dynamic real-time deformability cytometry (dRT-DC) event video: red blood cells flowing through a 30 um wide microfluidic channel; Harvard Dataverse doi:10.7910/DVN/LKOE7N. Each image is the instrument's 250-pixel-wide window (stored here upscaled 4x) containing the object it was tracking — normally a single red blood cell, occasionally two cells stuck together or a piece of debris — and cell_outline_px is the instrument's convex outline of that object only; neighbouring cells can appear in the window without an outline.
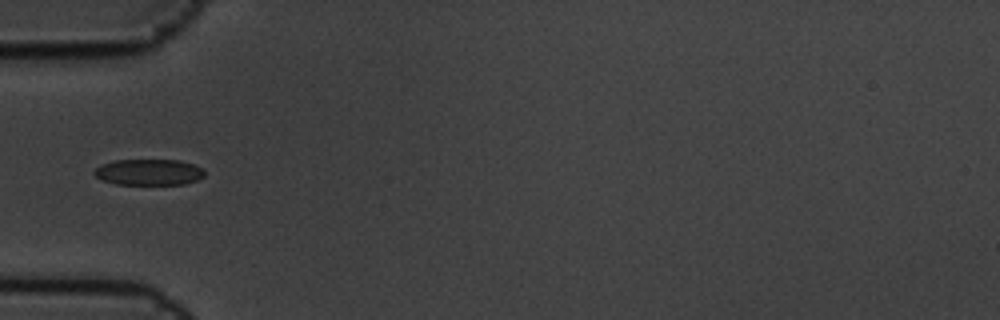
{"species": "common noctule bat (a hibernating species)", "species_latin": "Nyctalus noctula", "temperature_condition": "cold", "stored_images_in_passage": 14, "camera_frame_rate_fps": 3000, "um_per_image_px": 0.085, "animal": {"sex": "male", "body_mass_g": 19.5, "forearm_length_mm": 54.6}, "frame": {"image": 1, "passage_image": 4, "time_ms": 1.0, "image_size_px": [1000, 320], "cell_outline_px": [[204, 176], [196, 180], [184, 184], [116, 184], [104, 180], [96, 176], [92, 172], [100, 164], [112, 160], [180, 160], [192, 164], [200, 168], [204, 172]], "centroid_in_image_um": [12.61, 14.62], "position_along_channel_um": 72.4, "area_um2": 16.65}}
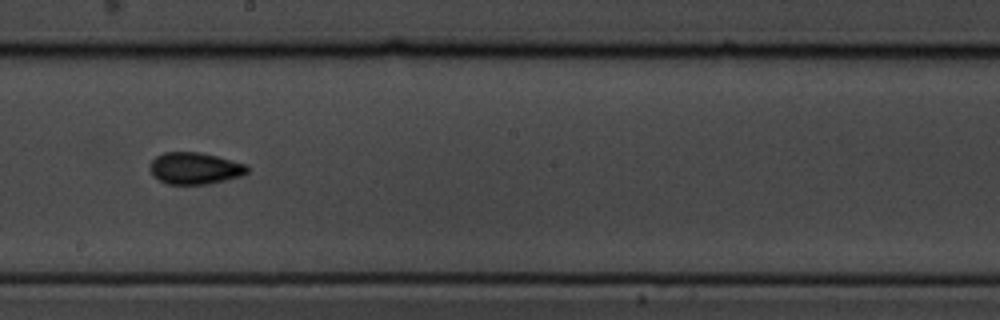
{"frame": {"image": 2, "passage_image": 8, "time_ms": 2.333, "image_size_px": [1000, 320], "cell_outline_px": [[248, 172], [240, 176], [208, 184], [168, 184], [152, 176], [148, 168], [148, 164], [156, 156], [164, 152], [200, 152], [248, 164]], "centroid_in_image_um": [16.53, 14.3], "position_along_channel_um": 231.7, "area_um2": 18.15}}
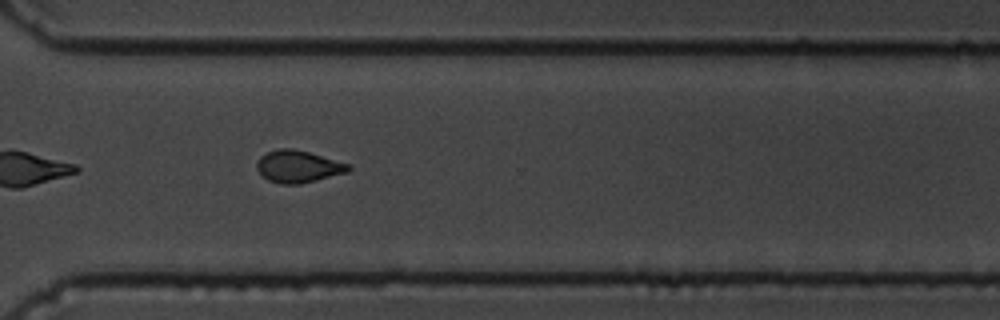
{"frame": {"image": 3, "passage_image": 11, "time_ms": 3.333, "image_size_px": [1000, 320], "cell_outline_px": [[352, 168], [348, 172], [300, 184], [280, 184], [268, 180], [256, 168], [256, 164], [260, 156], [276, 148], [292, 148], [308, 152], [348, 164]], "centroid_in_image_um": [25.32, 14.15], "position_along_channel_um": 345.3, "area_um2": 16.99}}